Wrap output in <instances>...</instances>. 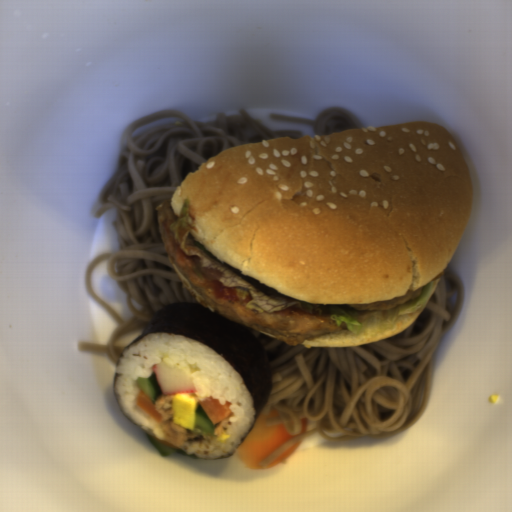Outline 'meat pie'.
<instances>
[{"mask_svg":"<svg viewBox=\"0 0 512 512\" xmlns=\"http://www.w3.org/2000/svg\"><path fill=\"white\" fill-rule=\"evenodd\" d=\"M160 236L166 253L211 305L232 321L279 339L289 346L319 336L335 333L345 327L336 325L325 311L308 313L303 307L289 306L273 313H260L247 306L251 299L237 296L236 288L220 282L221 271L202 266L199 255H187L175 242L170 225L179 220L168 199L156 208Z\"/></svg>","mask_w":512,"mask_h":512,"instance_id":"obj_1","label":"meat pie"},{"mask_svg":"<svg viewBox=\"0 0 512 512\" xmlns=\"http://www.w3.org/2000/svg\"><path fill=\"white\" fill-rule=\"evenodd\" d=\"M423 290V286L417 290H408L407 293L388 301H382L377 303H364V304H348V307L353 309L354 311H377V310H387L394 307H398L408 301L418 298L421 296Z\"/></svg>","mask_w":512,"mask_h":512,"instance_id":"obj_2","label":"meat pie"}]
</instances>
